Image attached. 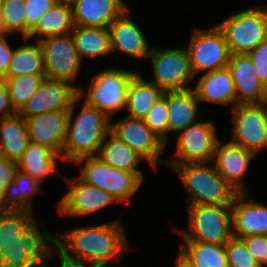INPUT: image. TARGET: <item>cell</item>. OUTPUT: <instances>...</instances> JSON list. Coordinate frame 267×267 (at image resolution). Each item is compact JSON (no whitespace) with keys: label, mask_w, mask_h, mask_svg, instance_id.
I'll list each match as a JSON object with an SVG mask.
<instances>
[{"label":"cell","mask_w":267,"mask_h":267,"mask_svg":"<svg viewBox=\"0 0 267 267\" xmlns=\"http://www.w3.org/2000/svg\"><path fill=\"white\" fill-rule=\"evenodd\" d=\"M175 267H186L184 264H182L177 258H176V264Z\"/></svg>","instance_id":"7dc6e473"},{"label":"cell","mask_w":267,"mask_h":267,"mask_svg":"<svg viewBox=\"0 0 267 267\" xmlns=\"http://www.w3.org/2000/svg\"><path fill=\"white\" fill-rule=\"evenodd\" d=\"M187 231L177 230L183 240L225 245L233 237L231 205H188Z\"/></svg>","instance_id":"8992f818"},{"label":"cell","mask_w":267,"mask_h":267,"mask_svg":"<svg viewBox=\"0 0 267 267\" xmlns=\"http://www.w3.org/2000/svg\"><path fill=\"white\" fill-rule=\"evenodd\" d=\"M97 157L108 165L127 172H142L138 164L145 160L111 132L105 136Z\"/></svg>","instance_id":"4dcf8cb0"},{"label":"cell","mask_w":267,"mask_h":267,"mask_svg":"<svg viewBox=\"0 0 267 267\" xmlns=\"http://www.w3.org/2000/svg\"><path fill=\"white\" fill-rule=\"evenodd\" d=\"M69 189L61 196L58 212L67 217H83L92 215L101 209L118 202L103 189L87 184L79 176L74 180L63 176Z\"/></svg>","instance_id":"9a60e30c"},{"label":"cell","mask_w":267,"mask_h":267,"mask_svg":"<svg viewBox=\"0 0 267 267\" xmlns=\"http://www.w3.org/2000/svg\"><path fill=\"white\" fill-rule=\"evenodd\" d=\"M29 143L25 119L19 113L0 118V154L18 162Z\"/></svg>","instance_id":"4316f807"},{"label":"cell","mask_w":267,"mask_h":267,"mask_svg":"<svg viewBox=\"0 0 267 267\" xmlns=\"http://www.w3.org/2000/svg\"><path fill=\"white\" fill-rule=\"evenodd\" d=\"M232 112L230 142L258 156L267 149V101L238 103Z\"/></svg>","instance_id":"30bf717a"},{"label":"cell","mask_w":267,"mask_h":267,"mask_svg":"<svg viewBox=\"0 0 267 267\" xmlns=\"http://www.w3.org/2000/svg\"><path fill=\"white\" fill-rule=\"evenodd\" d=\"M54 248L52 247L46 257L43 260V263L41 265V267H49L47 261L51 260L53 257V254L55 255ZM59 259H60V265L59 267H94V266H90V265H84L83 263L80 262H76V261H71L69 259L64 258L61 254L58 253Z\"/></svg>","instance_id":"ee69618b"},{"label":"cell","mask_w":267,"mask_h":267,"mask_svg":"<svg viewBox=\"0 0 267 267\" xmlns=\"http://www.w3.org/2000/svg\"><path fill=\"white\" fill-rule=\"evenodd\" d=\"M183 241L176 258L186 267H229L224 245Z\"/></svg>","instance_id":"d4e9b609"},{"label":"cell","mask_w":267,"mask_h":267,"mask_svg":"<svg viewBox=\"0 0 267 267\" xmlns=\"http://www.w3.org/2000/svg\"><path fill=\"white\" fill-rule=\"evenodd\" d=\"M42 184L28 174L17 170L13 182L6 188L3 209L26 210L32 212L33 200Z\"/></svg>","instance_id":"1f68e13d"},{"label":"cell","mask_w":267,"mask_h":267,"mask_svg":"<svg viewBox=\"0 0 267 267\" xmlns=\"http://www.w3.org/2000/svg\"><path fill=\"white\" fill-rule=\"evenodd\" d=\"M110 132L146 159L156 172L158 165L165 166L167 159L162 155L167 144L144 123L143 118L125 116L115 122L111 120Z\"/></svg>","instance_id":"4fadbf2b"},{"label":"cell","mask_w":267,"mask_h":267,"mask_svg":"<svg viewBox=\"0 0 267 267\" xmlns=\"http://www.w3.org/2000/svg\"><path fill=\"white\" fill-rule=\"evenodd\" d=\"M179 133L174 158L166 160L165 165L212 162L215 147L219 141L216 128L212 121H197Z\"/></svg>","instance_id":"7c38bea8"},{"label":"cell","mask_w":267,"mask_h":267,"mask_svg":"<svg viewBox=\"0 0 267 267\" xmlns=\"http://www.w3.org/2000/svg\"><path fill=\"white\" fill-rule=\"evenodd\" d=\"M200 103L236 106V93L228 67L204 73L193 88Z\"/></svg>","instance_id":"603a6c76"},{"label":"cell","mask_w":267,"mask_h":267,"mask_svg":"<svg viewBox=\"0 0 267 267\" xmlns=\"http://www.w3.org/2000/svg\"><path fill=\"white\" fill-rule=\"evenodd\" d=\"M24 0H3L1 17L3 33L21 34L26 37V16Z\"/></svg>","instance_id":"e575fe53"},{"label":"cell","mask_w":267,"mask_h":267,"mask_svg":"<svg viewBox=\"0 0 267 267\" xmlns=\"http://www.w3.org/2000/svg\"><path fill=\"white\" fill-rule=\"evenodd\" d=\"M25 44L14 49L7 73L3 77H18L25 74H45V61L39 41ZM26 41L28 43H26Z\"/></svg>","instance_id":"d6a6232c"},{"label":"cell","mask_w":267,"mask_h":267,"mask_svg":"<svg viewBox=\"0 0 267 267\" xmlns=\"http://www.w3.org/2000/svg\"><path fill=\"white\" fill-rule=\"evenodd\" d=\"M17 170V162L0 154V210L3 209L5 190L13 182Z\"/></svg>","instance_id":"60d3db41"},{"label":"cell","mask_w":267,"mask_h":267,"mask_svg":"<svg viewBox=\"0 0 267 267\" xmlns=\"http://www.w3.org/2000/svg\"><path fill=\"white\" fill-rule=\"evenodd\" d=\"M109 31L111 52L118 51L135 60L147 59L151 47L140 27L132 20L129 7L110 24Z\"/></svg>","instance_id":"d6986e66"},{"label":"cell","mask_w":267,"mask_h":267,"mask_svg":"<svg viewBox=\"0 0 267 267\" xmlns=\"http://www.w3.org/2000/svg\"><path fill=\"white\" fill-rule=\"evenodd\" d=\"M39 43L45 61L46 78L75 83L82 61L72 35L51 36L40 40Z\"/></svg>","instance_id":"5bb4252c"},{"label":"cell","mask_w":267,"mask_h":267,"mask_svg":"<svg viewBox=\"0 0 267 267\" xmlns=\"http://www.w3.org/2000/svg\"><path fill=\"white\" fill-rule=\"evenodd\" d=\"M26 16V38L30 31L37 25L40 18L55 3L54 0H24Z\"/></svg>","instance_id":"74e56055"},{"label":"cell","mask_w":267,"mask_h":267,"mask_svg":"<svg viewBox=\"0 0 267 267\" xmlns=\"http://www.w3.org/2000/svg\"><path fill=\"white\" fill-rule=\"evenodd\" d=\"M74 164L81 166L79 177L83 181L105 190L119 204L130 205L132 196L137 193L144 182L143 172L116 169L97 156L81 157Z\"/></svg>","instance_id":"5b68a950"},{"label":"cell","mask_w":267,"mask_h":267,"mask_svg":"<svg viewBox=\"0 0 267 267\" xmlns=\"http://www.w3.org/2000/svg\"><path fill=\"white\" fill-rule=\"evenodd\" d=\"M252 59L255 73L267 88V39L248 53Z\"/></svg>","instance_id":"ab89813d"},{"label":"cell","mask_w":267,"mask_h":267,"mask_svg":"<svg viewBox=\"0 0 267 267\" xmlns=\"http://www.w3.org/2000/svg\"><path fill=\"white\" fill-rule=\"evenodd\" d=\"M144 123L166 144L168 143L169 111L167 107V91L143 118Z\"/></svg>","instance_id":"d590c367"},{"label":"cell","mask_w":267,"mask_h":267,"mask_svg":"<svg viewBox=\"0 0 267 267\" xmlns=\"http://www.w3.org/2000/svg\"><path fill=\"white\" fill-rule=\"evenodd\" d=\"M69 111H52L25 119L29 141L47 147L61 157Z\"/></svg>","instance_id":"e0dca14e"},{"label":"cell","mask_w":267,"mask_h":267,"mask_svg":"<svg viewBox=\"0 0 267 267\" xmlns=\"http://www.w3.org/2000/svg\"><path fill=\"white\" fill-rule=\"evenodd\" d=\"M191 35L190 42L185 47L194 76L228 67L231 53L216 24L204 30L194 28Z\"/></svg>","instance_id":"8fae6325"},{"label":"cell","mask_w":267,"mask_h":267,"mask_svg":"<svg viewBox=\"0 0 267 267\" xmlns=\"http://www.w3.org/2000/svg\"><path fill=\"white\" fill-rule=\"evenodd\" d=\"M121 217L105 224L75 227L53 235L52 247L64 258L94 267H107L122 261L130 249Z\"/></svg>","instance_id":"6da1fadb"},{"label":"cell","mask_w":267,"mask_h":267,"mask_svg":"<svg viewBox=\"0 0 267 267\" xmlns=\"http://www.w3.org/2000/svg\"><path fill=\"white\" fill-rule=\"evenodd\" d=\"M164 92L153 82L137 72L130 80L127 105V116L144 118L151 108L163 97Z\"/></svg>","instance_id":"83f0119b"},{"label":"cell","mask_w":267,"mask_h":267,"mask_svg":"<svg viewBox=\"0 0 267 267\" xmlns=\"http://www.w3.org/2000/svg\"><path fill=\"white\" fill-rule=\"evenodd\" d=\"M229 267H261L241 238L233 236L224 245Z\"/></svg>","instance_id":"8d00e7d4"},{"label":"cell","mask_w":267,"mask_h":267,"mask_svg":"<svg viewBox=\"0 0 267 267\" xmlns=\"http://www.w3.org/2000/svg\"><path fill=\"white\" fill-rule=\"evenodd\" d=\"M216 25L231 54H248L267 39V6L237 11Z\"/></svg>","instance_id":"ba28073f"},{"label":"cell","mask_w":267,"mask_h":267,"mask_svg":"<svg viewBox=\"0 0 267 267\" xmlns=\"http://www.w3.org/2000/svg\"><path fill=\"white\" fill-rule=\"evenodd\" d=\"M200 102L191 87L181 91H167V107L169 111L168 134L185 130L197 122Z\"/></svg>","instance_id":"cb8c5ba5"},{"label":"cell","mask_w":267,"mask_h":267,"mask_svg":"<svg viewBox=\"0 0 267 267\" xmlns=\"http://www.w3.org/2000/svg\"><path fill=\"white\" fill-rule=\"evenodd\" d=\"M173 169L186 188L188 205H232L237 191L210 163L165 165Z\"/></svg>","instance_id":"277c9868"},{"label":"cell","mask_w":267,"mask_h":267,"mask_svg":"<svg viewBox=\"0 0 267 267\" xmlns=\"http://www.w3.org/2000/svg\"><path fill=\"white\" fill-rule=\"evenodd\" d=\"M152 66V80L163 92L190 89L195 78L186 47H152L147 57ZM189 84V85H188ZM189 86V87H188Z\"/></svg>","instance_id":"9c48e42d"},{"label":"cell","mask_w":267,"mask_h":267,"mask_svg":"<svg viewBox=\"0 0 267 267\" xmlns=\"http://www.w3.org/2000/svg\"><path fill=\"white\" fill-rule=\"evenodd\" d=\"M2 1L3 0H0V34H3V23H2V17H1Z\"/></svg>","instance_id":"bcb514c9"},{"label":"cell","mask_w":267,"mask_h":267,"mask_svg":"<svg viewBox=\"0 0 267 267\" xmlns=\"http://www.w3.org/2000/svg\"><path fill=\"white\" fill-rule=\"evenodd\" d=\"M8 87L10 102L18 113L37 91L45 74H25L18 77H2Z\"/></svg>","instance_id":"836d02e7"},{"label":"cell","mask_w":267,"mask_h":267,"mask_svg":"<svg viewBox=\"0 0 267 267\" xmlns=\"http://www.w3.org/2000/svg\"><path fill=\"white\" fill-rule=\"evenodd\" d=\"M8 35L12 36V34H0V77H3L7 73L14 53V48L10 47L11 45L7 40Z\"/></svg>","instance_id":"b9f144b4"},{"label":"cell","mask_w":267,"mask_h":267,"mask_svg":"<svg viewBox=\"0 0 267 267\" xmlns=\"http://www.w3.org/2000/svg\"><path fill=\"white\" fill-rule=\"evenodd\" d=\"M74 26L72 7L54 4L40 18L27 38L30 40L37 36L34 40L40 41L51 36L68 35Z\"/></svg>","instance_id":"f546056e"},{"label":"cell","mask_w":267,"mask_h":267,"mask_svg":"<svg viewBox=\"0 0 267 267\" xmlns=\"http://www.w3.org/2000/svg\"><path fill=\"white\" fill-rule=\"evenodd\" d=\"M228 68L231 71L238 103L267 101V88L255 73L248 54H231Z\"/></svg>","instance_id":"44dd1931"},{"label":"cell","mask_w":267,"mask_h":267,"mask_svg":"<svg viewBox=\"0 0 267 267\" xmlns=\"http://www.w3.org/2000/svg\"><path fill=\"white\" fill-rule=\"evenodd\" d=\"M247 250L261 267L267 266V235L241 237Z\"/></svg>","instance_id":"f35d334b"},{"label":"cell","mask_w":267,"mask_h":267,"mask_svg":"<svg viewBox=\"0 0 267 267\" xmlns=\"http://www.w3.org/2000/svg\"><path fill=\"white\" fill-rule=\"evenodd\" d=\"M137 71L107 68L92 77L88 92L79 87V97L110 120L127 105L130 80Z\"/></svg>","instance_id":"52a82bcc"},{"label":"cell","mask_w":267,"mask_h":267,"mask_svg":"<svg viewBox=\"0 0 267 267\" xmlns=\"http://www.w3.org/2000/svg\"><path fill=\"white\" fill-rule=\"evenodd\" d=\"M126 8L123 0H77L72 6L74 25L109 28Z\"/></svg>","instance_id":"7402d4cb"},{"label":"cell","mask_w":267,"mask_h":267,"mask_svg":"<svg viewBox=\"0 0 267 267\" xmlns=\"http://www.w3.org/2000/svg\"><path fill=\"white\" fill-rule=\"evenodd\" d=\"M79 96V86L45 78L37 91L18 112L24 119L52 111H69Z\"/></svg>","instance_id":"2e32d148"},{"label":"cell","mask_w":267,"mask_h":267,"mask_svg":"<svg viewBox=\"0 0 267 267\" xmlns=\"http://www.w3.org/2000/svg\"><path fill=\"white\" fill-rule=\"evenodd\" d=\"M36 219L26 210H0V267H41L53 236Z\"/></svg>","instance_id":"7a4b0ae2"},{"label":"cell","mask_w":267,"mask_h":267,"mask_svg":"<svg viewBox=\"0 0 267 267\" xmlns=\"http://www.w3.org/2000/svg\"><path fill=\"white\" fill-rule=\"evenodd\" d=\"M231 209L233 236L267 235V206L255 202L249 192L237 193Z\"/></svg>","instance_id":"ffe728a7"},{"label":"cell","mask_w":267,"mask_h":267,"mask_svg":"<svg viewBox=\"0 0 267 267\" xmlns=\"http://www.w3.org/2000/svg\"><path fill=\"white\" fill-rule=\"evenodd\" d=\"M60 159L58 154L47 147L30 142L18 160L17 167L42 184L51 174L61 175L57 168Z\"/></svg>","instance_id":"484cf974"},{"label":"cell","mask_w":267,"mask_h":267,"mask_svg":"<svg viewBox=\"0 0 267 267\" xmlns=\"http://www.w3.org/2000/svg\"><path fill=\"white\" fill-rule=\"evenodd\" d=\"M79 96L69 110L67 132L62 151V160L73 164L81 157L97 156L105 136L110 132L111 120L95 107L83 101L79 113L75 115Z\"/></svg>","instance_id":"3957f363"},{"label":"cell","mask_w":267,"mask_h":267,"mask_svg":"<svg viewBox=\"0 0 267 267\" xmlns=\"http://www.w3.org/2000/svg\"><path fill=\"white\" fill-rule=\"evenodd\" d=\"M220 140L215 147L213 165L217 172L231 185L238 193L248 192L245 176L250 161L255 157L252 152L230 141L222 144Z\"/></svg>","instance_id":"ac0fdd59"},{"label":"cell","mask_w":267,"mask_h":267,"mask_svg":"<svg viewBox=\"0 0 267 267\" xmlns=\"http://www.w3.org/2000/svg\"><path fill=\"white\" fill-rule=\"evenodd\" d=\"M56 4L72 7L77 0H54Z\"/></svg>","instance_id":"f6af8a7d"},{"label":"cell","mask_w":267,"mask_h":267,"mask_svg":"<svg viewBox=\"0 0 267 267\" xmlns=\"http://www.w3.org/2000/svg\"><path fill=\"white\" fill-rule=\"evenodd\" d=\"M71 35L81 61L112 54L109 28L75 25Z\"/></svg>","instance_id":"f1b7e54d"},{"label":"cell","mask_w":267,"mask_h":267,"mask_svg":"<svg viewBox=\"0 0 267 267\" xmlns=\"http://www.w3.org/2000/svg\"><path fill=\"white\" fill-rule=\"evenodd\" d=\"M17 112L11 105L10 96L5 79L0 77V118L15 115Z\"/></svg>","instance_id":"7bdbcfd3"}]
</instances>
